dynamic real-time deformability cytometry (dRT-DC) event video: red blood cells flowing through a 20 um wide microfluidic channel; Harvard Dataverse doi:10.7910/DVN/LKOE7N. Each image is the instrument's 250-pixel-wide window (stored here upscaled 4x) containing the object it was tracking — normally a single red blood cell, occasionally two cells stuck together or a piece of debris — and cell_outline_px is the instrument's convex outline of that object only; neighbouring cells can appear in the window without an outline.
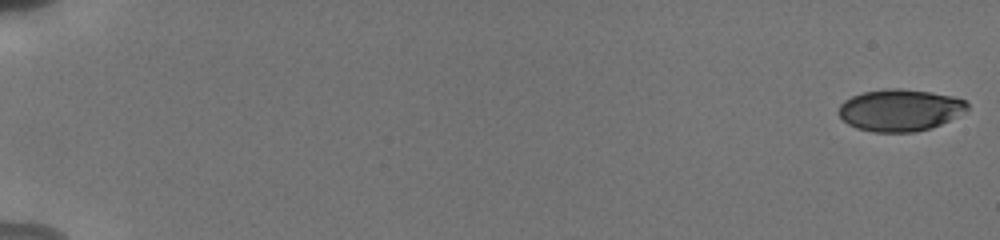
{"species": "human", "species_latin": "Homo sapiens", "temperature_condition": "cold", "stored_images_in_passage": 23, "camera_frame_rate_fps": 3000, "um_per_image_px": 0.085, "donor": {"sex": "male"}, "frame": {"image": 1, "passage_image": 1, "time_ms": 0.0, "image_size_px": [1000, 240], "cell_outline_px": [[968, 108], [948, 120], [940, 124], [916, 132], [872, 132], [856, 128], [848, 124], [840, 116], [840, 104], [844, 100], [852, 96], [864, 92], [888, 88], [900, 88], [928, 92], [952, 96], [964, 100], [968, 104]], "centroid_in_image_um": [76.46, 9.36], "position_along_channel_um": 8.5, "area_um2": 30.98}}
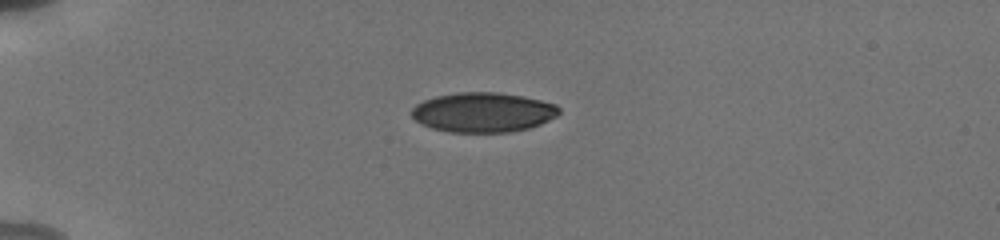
{"frame": {"image": 2, "passage_image": 17, "time_ms": 5.0, "image_size_px": [1000, 240], "cell_outline_px": [[560, 112], [556, 116], [540, 124], [528, 128], [508, 132], [448, 132], [432, 128], [416, 120], [412, 116], [412, 108], [416, 104], [424, 100], [436, 96], [456, 92], [496, 92], [524, 96], [556, 104], [560, 108]], "centroid_in_image_um": [41.07, 9.54], "position_along_channel_um": 43.9, "area_um2": 34.04}}
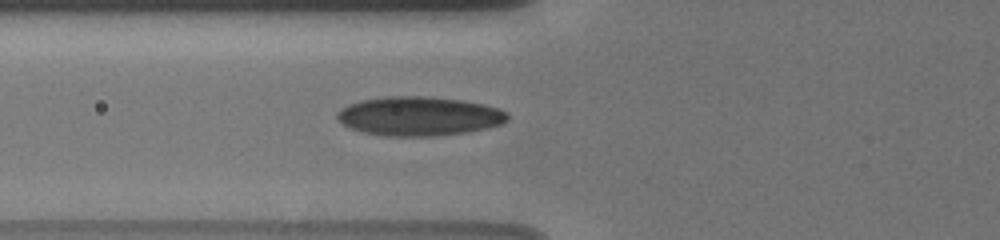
{"frame": {"image": 3, "passage_image": 23, "time_ms": 7.333, "image_size_px": [1000, 240], "cell_outline_px": [[508, 120], [500, 124], [488, 128], [468, 132], [436, 136], [388, 136], [364, 132], [352, 128], [336, 120], [336, 116], [348, 104], [360, 100], [388, 96], [424, 96], [464, 100], [484, 104], [500, 108], [508, 112]], "centroid_in_image_um": [35.67, 9.87], "position_along_channel_um": 90.1, "area_um2": 38.9}}